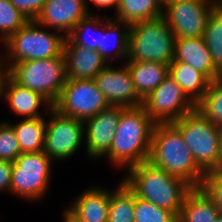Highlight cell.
Here are the masks:
<instances>
[{"mask_svg": "<svg viewBox=\"0 0 222 222\" xmlns=\"http://www.w3.org/2000/svg\"><path fill=\"white\" fill-rule=\"evenodd\" d=\"M156 123L143 106L125 108L115 130L112 145L103 157L119 169H128L149 159Z\"/></svg>", "mask_w": 222, "mask_h": 222, "instance_id": "1", "label": "cell"}, {"mask_svg": "<svg viewBox=\"0 0 222 222\" xmlns=\"http://www.w3.org/2000/svg\"><path fill=\"white\" fill-rule=\"evenodd\" d=\"M122 180L143 200L179 216L184 198L192 187L181 178L168 174L149 161L128 168Z\"/></svg>", "mask_w": 222, "mask_h": 222, "instance_id": "2", "label": "cell"}, {"mask_svg": "<svg viewBox=\"0 0 222 222\" xmlns=\"http://www.w3.org/2000/svg\"><path fill=\"white\" fill-rule=\"evenodd\" d=\"M148 161L168 174L181 178L192 188H200L205 173L194 161L181 132L172 123L156 124Z\"/></svg>", "mask_w": 222, "mask_h": 222, "instance_id": "3", "label": "cell"}, {"mask_svg": "<svg viewBox=\"0 0 222 222\" xmlns=\"http://www.w3.org/2000/svg\"><path fill=\"white\" fill-rule=\"evenodd\" d=\"M180 132L198 167L206 174L221 166L222 128L195 109L172 123Z\"/></svg>", "mask_w": 222, "mask_h": 222, "instance_id": "4", "label": "cell"}, {"mask_svg": "<svg viewBox=\"0 0 222 222\" xmlns=\"http://www.w3.org/2000/svg\"><path fill=\"white\" fill-rule=\"evenodd\" d=\"M29 20L4 43L7 71L21 61L58 57L63 54L65 36ZM7 49V50H6Z\"/></svg>", "mask_w": 222, "mask_h": 222, "instance_id": "5", "label": "cell"}, {"mask_svg": "<svg viewBox=\"0 0 222 222\" xmlns=\"http://www.w3.org/2000/svg\"><path fill=\"white\" fill-rule=\"evenodd\" d=\"M175 35L163 16L130 25L126 61L161 62L174 60Z\"/></svg>", "mask_w": 222, "mask_h": 222, "instance_id": "6", "label": "cell"}, {"mask_svg": "<svg viewBox=\"0 0 222 222\" xmlns=\"http://www.w3.org/2000/svg\"><path fill=\"white\" fill-rule=\"evenodd\" d=\"M7 74L20 86L40 93L52 105L59 98L67 81L63 54L15 63Z\"/></svg>", "mask_w": 222, "mask_h": 222, "instance_id": "7", "label": "cell"}, {"mask_svg": "<svg viewBox=\"0 0 222 222\" xmlns=\"http://www.w3.org/2000/svg\"><path fill=\"white\" fill-rule=\"evenodd\" d=\"M52 165L44 151L21 153L13 163L10 194L29 202L42 200L51 184Z\"/></svg>", "mask_w": 222, "mask_h": 222, "instance_id": "8", "label": "cell"}, {"mask_svg": "<svg viewBox=\"0 0 222 222\" xmlns=\"http://www.w3.org/2000/svg\"><path fill=\"white\" fill-rule=\"evenodd\" d=\"M48 111L43 151L53 162L65 161L85 144L84 121L63 115L53 107Z\"/></svg>", "mask_w": 222, "mask_h": 222, "instance_id": "9", "label": "cell"}, {"mask_svg": "<svg viewBox=\"0 0 222 222\" xmlns=\"http://www.w3.org/2000/svg\"><path fill=\"white\" fill-rule=\"evenodd\" d=\"M109 106L94 79H67L59 98L52 105L59 113L82 121Z\"/></svg>", "mask_w": 222, "mask_h": 222, "instance_id": "10", "label": "cell"}, {"mask_svg": "<svg viewBox=\"0 0 222 222\" xmlns=\"http://www.w3.org/2000/svg\"><path fill=\"white\" fill-rule=\"evenodd\" d=\"M218 0H170L163 17L176 38L203 37L207 19Z\"/></svg>", "mask_w": 222, "mask_h": 222, "instance_id": "11", "label": "cell"}, {"mask_svg": "<svg viewBox=\"0 0 222 222\" xmlns=\"http://www.w3.org/2000/svg\"><path fill=\"white\" fill-rule=\"evenodd\" d=\"M142 106L156 124L173 123L196 109L170 75L143 100Z\"/></svg>", "mask_w": 222, "mask_h": 222, "instance_id": "12", "label": "cell"}, {"mask_svg": "<svg viewBox=\"0 0 222 222\" xmlns=\"http://www.w3.org/2000/svg\"><path fill=\"white\" fill-rule=\"evenodd\" d=\"M94 80L110 106L130 108L143 105V99L137 94L131 74L125 64H122L120 68L107 64Z\"/></svg>", "mask_w": 222, "mask_h": 222, "instance_id": "13", "label": "cell"}, {"mask_svg": "<svg viewBox=\"0 0 222 222\" xmlns=\"http://www.w3.org/2000/svg\"><path fill=\"white\" fill-rule=\"evenodd\" d=\"M125 107L109 106L97 115L84 121L85 147L87 155L92 160L104 157L113 142L115 130Z\"/></svg>", "mask_w": 222, "mask_h": 222, "instance_id": "14", "label": "cell"}, {"mask_svg": "<svg viewBox=\"0 0 222 222\" xmlns=\"http://www.w3.org/2000/svg\"><path fill=\"white\" fill-rule=\"evenodd\" d=\"M87 0H47L35 22L67 37L73 28L90 13Z\"/></svg>", "mask_w": 222, "mask_h": 222, "instance_id": "15", "label": "cell"}, {"mask_svg": "<svg viewBox=\"0 0 222 222\" xmlns=\"http://www.w3.org/2000/svg\"><path fill=\"white\" fill-rule=\"evenodd\" d=\"M8 101L11 112L23 118L43 117L41 105L45 110L51 109L52 104L40 93L20 86L8 74L1 84V99Z\"/></svg>", "mask_w": 222, "mask_h": 222, "instance_id": "16", "label": "cell"}, {"mask_svg": "<svg viewBox=\"0 0 222 222\" xmlns=\"http://www.w3.org/2000/svg\"><path fill=\"white\" fill-rule=\"evenodd\" d=\"M130 24L117 21L109 15L100 16L99 54L107 62L125 61L128 58Z\"/></svg>", "mask_w": 222, "mask_h": 222, "instance_id": "17", "label": "cell"}, {"mask_svg": "<svg viewBox=\"0 0 222 222\" xmlns=\"http://www.w3.org/2000/svg\"><path fill=\"white\" fill-rule=\"evenodd\" d=\"M67 79H94L107 62L95 50L76 45L68 36L63 46Z\"/></svg>", "mask_w": 222, "mask_h": 222, "instance_id": "18", "label": "cell"}, {"mask_svg": "<svg viewBox=\"0 0 222 222\" xmlns=\"http://www.w3.org/2000/svg\"><path fill=\"white\" fill-rule=\"evenodd\" d=\"M174 61L189 64L211 82L222 78L203 37L176 38Z\"/></svg>", "mask_w": 222, "mask_h": 222, "instance_id": "19", "label": "cell"}, {"mask_svg": "<svg viewBox=\"0 0 222 222\" xmlns=\"http://www.w3.org/2000/svg\"><path fill=\"white\" fill-rule=\"evenodd\" d=\"M110 190L101 186L87 188L74 197L66 210L80 222H107Z\"/></svg>", "mask_w": 222, "mask_h": 222, "instance_id": "20", "label": "cell"}, {"mask_svg": "<svg viewBox=\"0 0 222 222\" xmlns=\"http://www.w3.org/2000/svg\"><path fill=\"white\" fill-rule=\"evenodd\" d=\"M137 94L144 100L169 75V65L161 62L125 61Z\"/></svg>", "mask_w": 222, "mask_h": 222, "instance_id": "21", "label": "cell"}, {"mask_svg": "<svg viewBox=\"0 0 222 222\" xmlns=\"http://www.w3.org/2000/svg\"><path fill=\"white\" fill-rule=\"evenodd\" d=\"M169 75L195 105L203 99L211 82L203 73L189 64L174 60L169 64Z\"/></svg>", "mask_w": 222, "mask_h": 222, "instance_id": "22", "label": "cell"}, {"mask_svg": "<svg viewBox=\"0 0 222 222\" xmlns=\"http://www.w3.org/2000/svg\"><path fill=\"white\" fill-rule=\"evenodd\" d=\"M218 215L207 194L201 188H192L184 198L178 222H215Z\"/></svg>", "mask_w": 222, "mask_h": 222, "instance_id": "23", "label": "cell"}, {"mask_svg": "<svg viewBox=\"0 0 222 222\" xmlns=\"http://www.w3.org/2000/svg\"><path fill=\"white\" fill-rule=\"evenodd\" d=\"M13 128L21 153L42 152L46 137L44 117L22 118L18 123L7 121Z\"/></svg>", "mask_w": 222, "mask_h": 222, "instance_id": "24", "label": "cell"}, {"mask_svg": "<svg viewBox=\"0 0 222 222\" xmlns=\"http://www.w3.org/2000/svg\"><path fill=\"white\" fill-rule=\"evenodd\" d=\"M163 6L160 0H119L115 16L112 18L131 25L163 16Z\"/></svg>", "mask_w": 222, "mask_h": 222, "instance_id": "25", "label": "cell"}, {"mask_svg": "<svg viewBox=\"0 0 222 222\" xmlns=\"http://www.w3.org/2000/svg\"><path fill=\"white\" fill-rule=\"evenodd\" d=\"M114 189L110 191L107 222H134L135 193L122 179Z\"/></svg>", "mask_w": 222, "mask_h": 222, "instance_id": "26", "label": "cell"}, {"mask_svg": "<svg viewBox=\"0 0 222 222\" xmlns=\"http://www.w3.org/2000/svg\"><path fill=\"white\" fill-rule=\"evenodd\" d=\"M203 38L215 67L222 73V8L217 5L210 13Z\"/></svg>", "mask_w": 222, "mask_h": 222, "instance_id": "27", "label": "cell"}, {"mask_svg": "<svg viewBox=\"0 0 222 222\" xmlns=\"http://www.w3.org/2000/svg\"><path fill=\"white\" fill-rule=\"evenodd\" d=\"M93 30L99 32L95 33ZM92 33L94 34L92 35ZM68 37L76 45L95 50L99 53L100 16L94 14L85 17L73 28Z\"/></svg>", "mask_w": 222, "mask_h": 222, "instance_id": "28", "label": "cell"}, {"mask_svg": "<svg viewBox=\"0 0 222 222\" xmlns=\"http://www.w3.org/2000/svg\"><path fill=\"white\" fill-rule=\"evenodd\" d=\"M206 118L222 128V78L210 82L203 99L196 105Z\"/></svg>", "mask_w": 222, "mask_h": 222, "instance_id": "29", "label": "cell"}, {"mask_svg": "<svg viewBox=\"0 0 222 222\" xmlns=\"http://www.w3.org/2000/svg\"><path fill=\"white\" fill-rule=\"evenodd\" d=\"M29 19L17 10L9 0H0V43L22 28Z\"/></svg>", "mask_w": 222, "mask_h": 222, "instance_id": "30", "label": "cell"}, {"mask_svg": "<svg viewBox=\"0 0 222 222\" xmlns=\"http://www.w3.org/2000/svg\"><path fill=\"white\" fill-rule=\"evenodd\" d=\"M134 222H178V217L173 212L135 195Z\"/></svg>", "mask_w": 222, "mask_h": 222, "instance_id": "31", "label": "cell"}, {"mask_svg": "<svg viewBox=\"0 0 222 222\" xmlns=\"http://www.w3.org/2000/svg\"><path fill=\"white\" fill-rule=\"evenodd\" d=\"M21 154L18 140L7 121L0 122V160L14 163Z\"/></svg>", "mask_w": 222, "mask_h": 222, "instance_id": "32", "label": "cell"}, {"mask_svg": "<svg viewBox=\"0 0 222 222\" xmlns=\"http://www.w3.org/2000/svg\"><path fill=\"white\" fill-rule=\"evenodd\" d=\"M200 188L213 201L219 214H222V172L206 173Z\"/></svg>", "mask_w": 222, "mask_h": 222, "instance_id": "33", "label": "cell"}, {"mask_svg": "<svg viewBox=\"0 0 222 222\" xmlns=\"http://www.w3.org/2000/svg\"><path fill=\"white\" fill-rule=\"evenodd\" d=\"M29 20H35L47 0H9Z\"/></svg>", "mask_w": 222, "mask_h": 222, "instance_id": "34", "label": "cell"}, {"mask_svg": "<svg viewBox=\"0 0 222 222\" xmlns=\"http://www.w3.org/2000/svg\"><path fill=\"white\" fill-rule=\"evenodd\" d=\"M13 163L0 160V192L10 193L11 172Z\"/></svg>", "mask_w": 222, "mask_h": 222, "instance_id": "35", "label": "cell"}, {"mask_svg": "<svg viewBox=\"0 0 222 222\" xmlns=\"http://www.w3.org/2000/svg\"><path fill=\"white\" fill-rule=\"evenodd\" d=\"M92 2V4L97 7V8H100V9H107L110 8V6H114L113 8H115V12L118 8V5H119V0H88L86 1V4H87V8H88V11L90 13V15H94V12L90 11V8L88 3Z\"/></svg>", "mask_w": 222, "mask_h": 222, "instance_id": "36", "label": "cell"}, {"mask_svg": "<svg viewBox=\"0 0 222 222\" xmlns=\"http://www.w3.org/2000/svg\"><path fill=\"white\" fill-rule=\"evenodd\" d=\"M0 55V80H4L5 76L7 75V68L5 66V57L3 53Z\"/></svg>", "mask_w": 222, "mask_h": 222, "instance_id": "37", "label": "cell"}, {"mask_svg": "<svg viewBox=\"0 0 222 222\" xmlns=\"http://www.w3.org/2000/svg\"><path fill=\"white\" fill-rule=\"evenodd\" d=\"M65 211L62 213L63 214V222H80L77 219H75L66 209H64Z\"/></svg>", "mask_w": 222, "mask_h": 222, "instance_id": "38", "label": "cell"}, {"mask_svg": "<svg viewBox=\"0 0 222 222\" xmlns=\"http://www.w3.org/2000/svg\"><path fill=\"white\" fill-rule=\"evenodd\" d=\"M215 222H222V214H219V215L216 217Z\"/></svg>", "mask_w": 222, "mask_h": 222, "instance_id": "39", "label": "cell"}, {"mask_svg": "<svg viewBox=\"0 0 222 222\" xmlns=\"http://www.w3.org/2000/svg\"><path fill=\"white\" fill-rule=\"evenodd\" d=\"M219 171L222 172V137H221V166H220Z\"/></svg>", "mask_w": 222, "mask_h": 222, "instance_id": "40", "label": "cell"}, {"mask_svg": "<svg viewBox=\"0 0 222 222\" xmlns=\"http://www.w3.org/2000/svg\"><path fill=\"white\" fill-rule=\"evenodd\" d=\"M218 5L222 8V0H218Z\"/></svg>", "mask_w": 222, "mask_h": 222, "instance_id": "41", "label": "cell"}, {"mask_svg": "<svg viewBox=\"0 0 222 222\" xmlns=\"http://www.w3.org/2000/svg\"><path fill=\"white\" fill-rule=\"evenodd\" d=\"M162 3H163V5L166 3V2H168V1H170V0H160Z\"/></svg>", "mask_w": 222, "mask_h": 222, "instance_id": "42", "label": "cell"}, {"mask_svg": "<svg viewBox=\"0 0 222 222\" xmlns=\"http://www.w3.org/2000/svg\"><path fill=\"white\" fill-rule=\"evenodd\" d=\"M3 80H0V99H1V84Z\"/></svg>", "mask_w": 222, "mask_h": 222, "instance_id": "43", "label": "cell"}]
</instances>
